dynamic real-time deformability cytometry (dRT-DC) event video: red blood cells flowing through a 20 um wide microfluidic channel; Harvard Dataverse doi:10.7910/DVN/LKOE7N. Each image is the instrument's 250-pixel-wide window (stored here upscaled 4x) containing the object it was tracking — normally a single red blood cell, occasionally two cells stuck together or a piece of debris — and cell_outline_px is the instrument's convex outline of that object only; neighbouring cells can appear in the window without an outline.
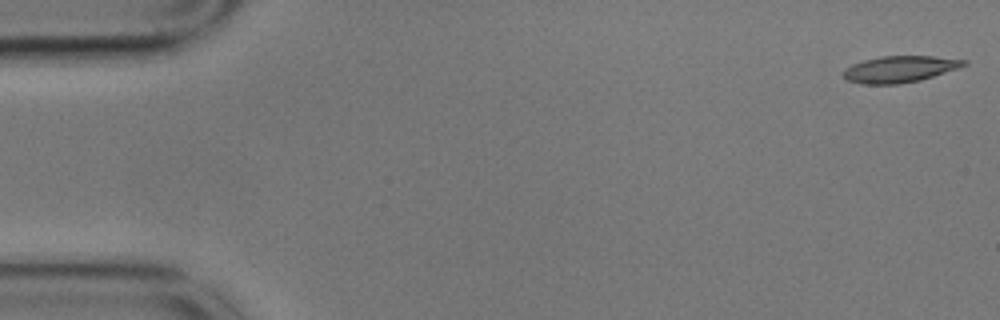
{"species": "common noctule bat (a hibernating species)", "species_latin": "Nyctalus noctula", "temperature_condition": "cold", "stored_images_in_passage": 16, "camera_frame_rate_fps": 3000, "um_per_image_px": 0.085, "animal": {"sex": "male", "body_mass_g": 17.9}, "frame": {"image": 1, "passage_image": 1, "time_ms": 0.0, "image_size_px": [1000, 320], "cell_outline_px": [[968, 64], [920, 80], [900, 84], [860, 84], [848, 80], [844, 76], [844, 72], [852, 64], [864, 60], [880, 56], [932, 56], [968, 60]], "centroid_in_image_um": [76.48, 5.87], "position_along_channel_um": 8.5, "area_um2": 18.32}}
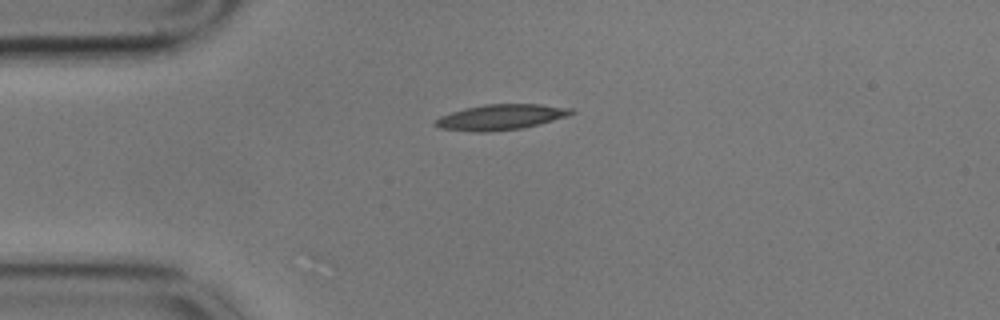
{"frame": {"image": 2, "passage_image": 13, "time_ms": 4.0, "image_size_px": [1000, 320], "cell_outline_px": [[576, 112], [568, 116], [540, 124], [524, 128], [488, 132], [476, 132], [440, 128], [432, 124], [440, 116], [464, 108], [484, 104], [540, 104], [572, 108]], "centroid_in_image_um": [42.59, 9.95], "position_along_channel_um": 42.4, "area_um2": 20.35}}